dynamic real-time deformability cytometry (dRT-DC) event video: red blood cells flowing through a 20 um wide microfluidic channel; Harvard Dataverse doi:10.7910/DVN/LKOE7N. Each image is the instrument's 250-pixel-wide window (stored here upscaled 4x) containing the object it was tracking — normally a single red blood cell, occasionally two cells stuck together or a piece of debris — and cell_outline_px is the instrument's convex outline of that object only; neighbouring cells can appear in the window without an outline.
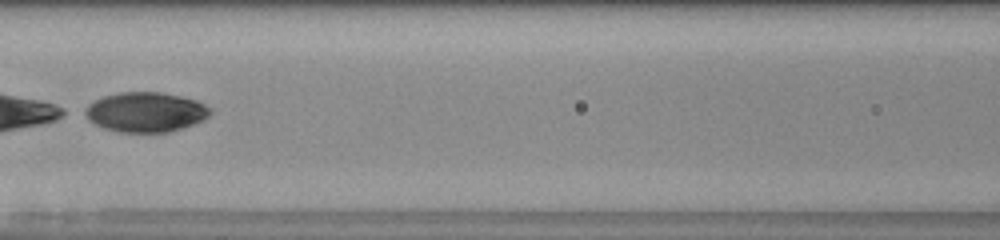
{"species": "human", "species_latin": "Homo sapiens", "temperature_condition": "room temperature", "stored_images_in_passage": 50, "segment_of_instrument_passage": [2, 2], "camera_frame_rate_fps": 3000, "um_per_image_px": 0.085, "donor": {"sex": "male"}, "frame": {"image": 1, "passage_image": 24, "time_ms": 7.667, "image_size_px": [1000, 240], "cell_outline_px": [[212, 112], [204, 120], [184, 128], [168, 132], [120, 132], [104, 128], [88, 120], [80, 112], [80, 108], [104, 96], [120, 92], [160, 92], [196, 100], [204, 104]], "centroid_in_image_um": [12.32, 9.53], "position_along_channel_um": 154.3, "area_um2": 29.25}}